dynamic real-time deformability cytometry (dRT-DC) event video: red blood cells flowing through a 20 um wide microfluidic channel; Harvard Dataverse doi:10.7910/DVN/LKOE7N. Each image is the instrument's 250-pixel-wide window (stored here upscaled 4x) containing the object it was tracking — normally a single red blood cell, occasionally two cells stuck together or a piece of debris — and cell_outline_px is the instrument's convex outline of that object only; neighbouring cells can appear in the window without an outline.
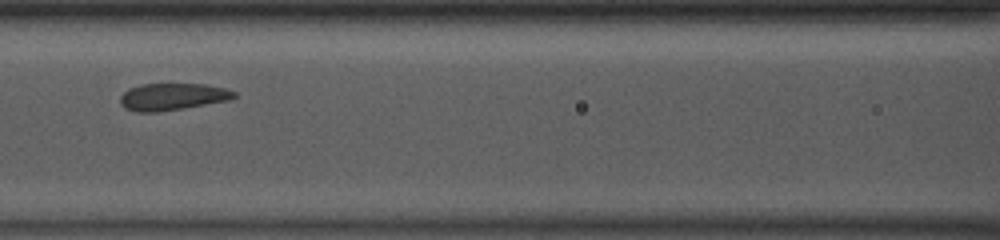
{"species": "common noctule bat (a hibernating species)", "species_latin": "Nyctalus noctula", "temperature_condition": "room temperature", "stored_images_in_passage": 13, "camera_frame_rate_fps": 3000, "um_per_image_px": 0.085, "animal": {"sex": "male", "body_mass_g": 13.0, "forearm_length_mm": 53.1}, "frame": {"image": 1, "passage_image": 8, "time_ms": 2.333, "image_size_px": [1000, 240], "cell_outline_px": [[236, 96], [232, 100], [156, 112], [136, 112], [124, 108], [120, 104], [120, 96], [128, 88], [140, 84], [204, 84], [224, 88], [236, 92]], "centroid_in_image_um": [14.64, 8.22], "position_along_channel_um": 152.0, "area_um2": 17.98}}